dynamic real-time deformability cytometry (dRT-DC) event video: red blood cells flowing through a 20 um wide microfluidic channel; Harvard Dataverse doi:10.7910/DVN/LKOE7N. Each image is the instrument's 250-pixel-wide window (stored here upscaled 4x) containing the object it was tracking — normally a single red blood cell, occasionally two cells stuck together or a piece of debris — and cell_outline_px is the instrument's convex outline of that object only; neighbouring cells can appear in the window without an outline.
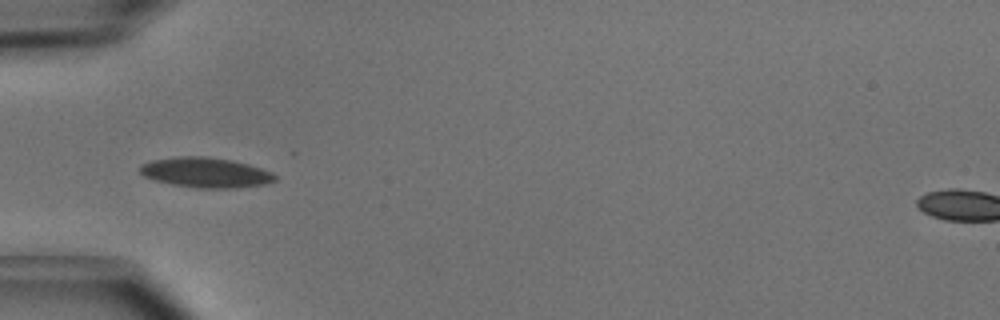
{"species": "common noctule bat (a hibernating species)", "species_latin": "Nyctalus noctula", "temperature_condition": "cold", "stored_images_in_passage": 5, "camera_frame_rate_fps": 3000, "um_per_image_px": 0.085, "animal": {"sex": "male", "body_mass_g": 15.6}, "frame": {"image": 1, "passage_image": 4, "time_ms": 1.0, "image_size_px": [1000, 320], "cell_outline_px": [[276, 180], [264, 184], [236, 188], [196, 188], [172, 184], [156, 180], [144, 176], [140, 172], [140, 164], [152, 160], [180, 156], [208, 156], [232, 160], [248, 164], [272, 172], [276, 176]], "centroid_in_image_um": [17.48, 14.66], "position_along_channel_um": 67.5, "area_um2": 23.64}}